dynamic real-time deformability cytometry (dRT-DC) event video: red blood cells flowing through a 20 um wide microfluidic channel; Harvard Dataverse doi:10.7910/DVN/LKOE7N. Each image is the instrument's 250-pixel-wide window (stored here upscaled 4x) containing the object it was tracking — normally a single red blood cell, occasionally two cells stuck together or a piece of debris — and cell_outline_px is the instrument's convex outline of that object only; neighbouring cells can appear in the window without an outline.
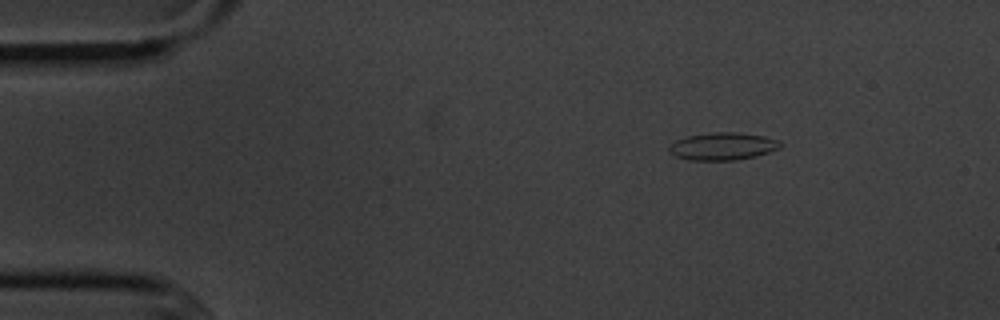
{"species": "common noctule bat (a hibernating species)", "species_latin": "Nyctalus noctula", "temperature_condition": "cold", "stored_images_in_passage": 3, "camera_frame_rate_fps": 3000, "um_per_image_px": 0.085, "animal": {"sex": "male", "body_mass_g": 20.1, "forearm_length_mm": 53.5}, "frame": {"image": 1, "passage_image": 1, "time_ms": 0.0, "image_size_px": [1000, 320], "cell_outline_px": [[784, 144], [780, 148], [756, 156], [736, 160], [688, 160], [676, 156], [668, 152], [668, 148], [676, 140], [688, 136], [716, 132], [740, 132], [764, 136], [780, 140]], "centroid_in_image_um": [61.47, 12.43], "position_along_channel_um": 23.5, "area_um2": 17.92}}